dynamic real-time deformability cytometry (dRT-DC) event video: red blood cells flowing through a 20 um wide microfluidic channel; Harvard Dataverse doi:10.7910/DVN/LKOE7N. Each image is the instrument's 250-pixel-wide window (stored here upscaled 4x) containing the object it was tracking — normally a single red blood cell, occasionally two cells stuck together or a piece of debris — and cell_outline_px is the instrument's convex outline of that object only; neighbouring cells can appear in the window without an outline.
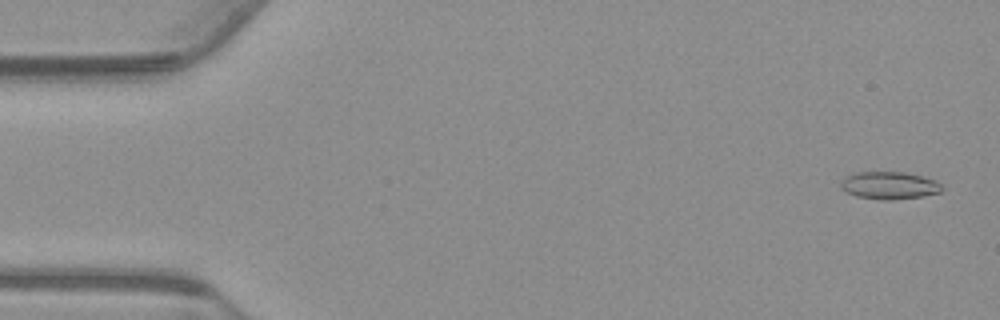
{"species": "common noctule bat (a hibernating species)", "species_latin": "Nyctalus noctula", "temperature_condition": "warm", "stored_images_in_passage": 55, "camera_frame_rate_fps": 3000, "um_per_image_px": 0.085, "animal": {"sex": "male", "body_mass_g": 23.1, "forearm_length_mm": 52.7}, "frame": {"image": 1, "passage_image": 2, "time_ms": 0.333, "image_size_px": [1000, 320], "cell_outline_px": [[944, 188], [940, 192], [924, 196], [892, 200], [884, 200], [856, 196], [848, 192], [840, 184], [848, 176], [856, 172], [904, 172], [936, 180]], "centroid_in_image_um": [75.65, 15.76], "position_along_channel_um": 9.3, "area_um2": 15.95}}
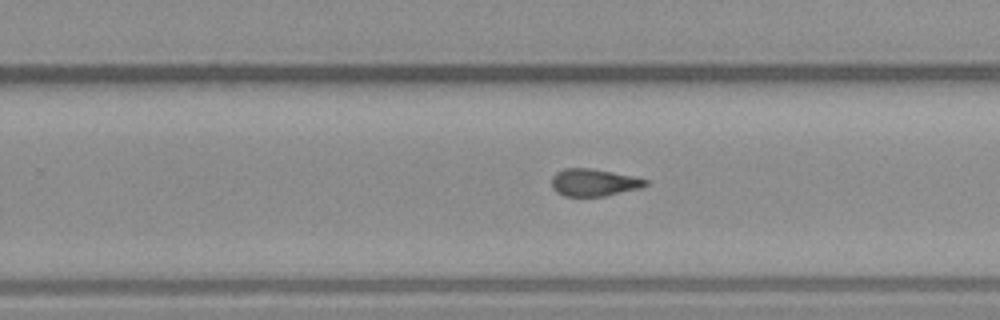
{"frame": {"image": 2, "passage_image": 34, "time_ms": 11.0, "image_size_px": [1000, 320], "cell_outline_px": [[648, 184], [640, 188], [604, 196], [564, 196], [556, 192], [552, 188], [552, 176], [556, 172], [564, 168], [588, 168], [612, 172], [632, 176], [648, 180]], "centroid_in_image_um": [50.44, 15.51], "position_along_channel_um": 279.4, "area_um2": 14.85}}
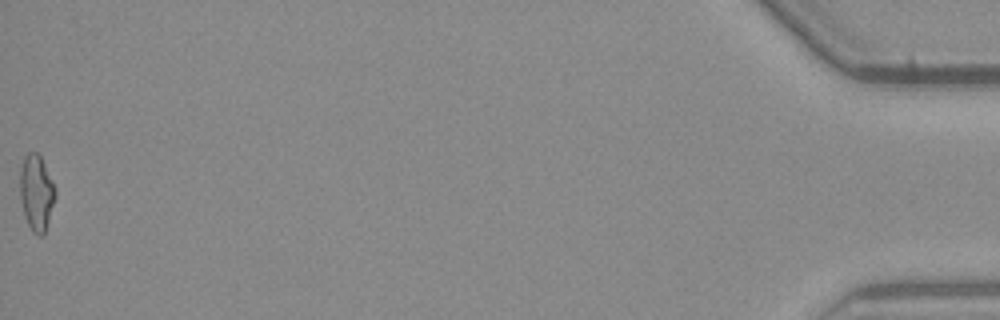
{"frame": {"image": 3, "passage_image": 55, "time_ms": 18.0, "image_size_px": [1000, 320], "cell_outline_px": [[56, 196], [44, 236], [40, 236], [32, 232], [24, 216], [20, 200], [20, 168], [24, 156], [28, 152], [36, 152], [40, 156], [56, 188]], "centroid_in_image_um": [3.09, 16.4], "position_along_channel_um": 432.1, "area_um2": 15.78}, "authors_computed_cell_mechanics": {"area_um2": 15.4904, "velocity_mm_per_s": 3.7567, "shape_relaxation_time_tau1_ms": null, "shape_relaxation_time_tau2_ms": 2.5, "deformation_change_tau1": null, "deformation_change_tau2": 0.0946}}